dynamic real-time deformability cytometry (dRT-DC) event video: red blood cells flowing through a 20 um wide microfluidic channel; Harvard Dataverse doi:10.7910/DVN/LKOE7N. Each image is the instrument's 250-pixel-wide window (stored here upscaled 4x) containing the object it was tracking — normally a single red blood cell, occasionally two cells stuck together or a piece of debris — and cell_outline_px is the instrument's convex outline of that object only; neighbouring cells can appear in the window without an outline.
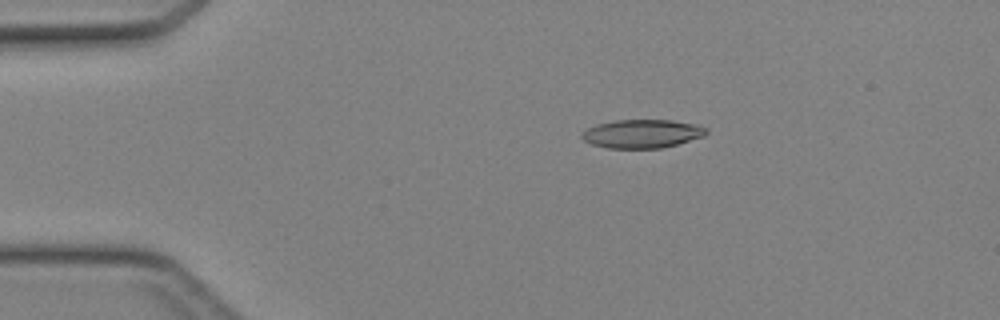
{"species": "Egyptian fruit bat (a non-hibernating species)", "species_latin": "Rousettus aegyptiacus", "temperature_condition": "cold", "stored_images_in_passage": 39, "camera_frame_rate_fps": 3000, "um_per_image_px": 0.085, "animal": {"sex": "female"}, "frame": {"image": 1, "passage_image": 2, "time_ms": 0.333, "image_size_px": [1000, 320], "cell_outline_px": [[708, 132], [704, 136], [676, 144], [660, 148], [608, 148], [592, 144], [584, 140], [580, 136], [588, 128], [596, 124], [616, 120], [672, 120], [696, 124], [708, 128]], "centroid_in_image_um": [54.6, 11.36], "position_along_channel_um": 30.4, "area_um2": 20.58}}
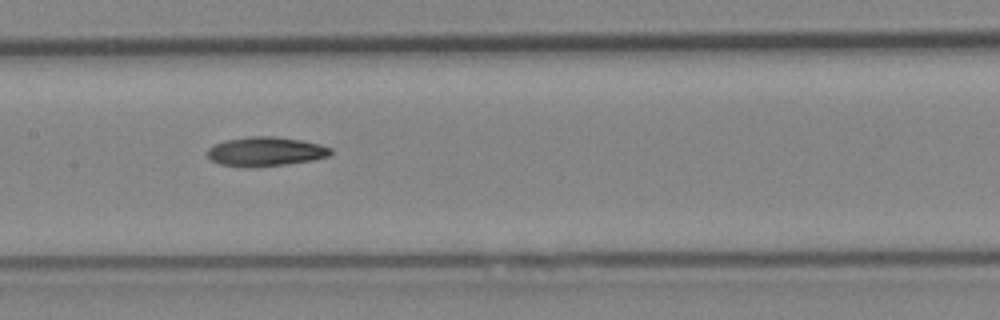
{"frame": {"image": 2, "passage_image": 16, "time_ms": 5.0, "image_size_px": [1000, 320], "cell_outline_px": [[332, 152], [328, 156], [312, 160], [288, 164], [248, 168], [244, 168], [220, 164], [212, 160], [208, 156], [208, 148], [224, 140], [252, 136], [276, 136], [300, 140], [320, 144], [332, 148]], "centroid_in_image_um": [22.57, 12.89], "position_along_channel_um": 184.8, "area_um2": 21.1}}
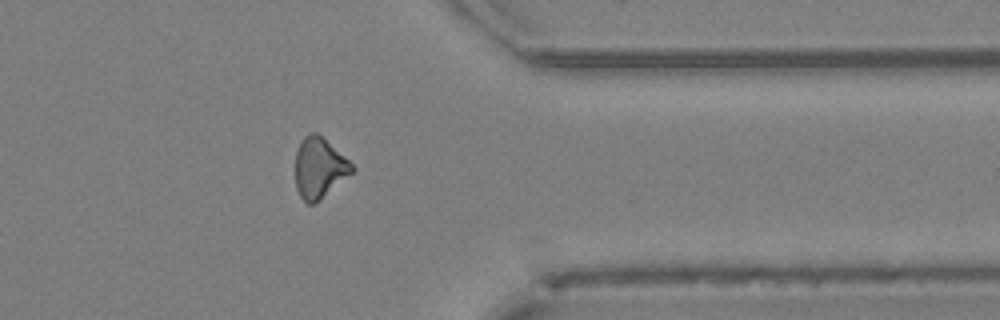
{"frame": {"image": 3, "passage_image": 30, "time_ms": 9.667, "image_size_px": [1000, 320], "cell_outline_px": [[356, 168], [352, 172], [312, 204], [308, 204], [300, 196], [296, 188], [296, 152], [300, 140], [304, 136], [312, 132], [316, 132], [344, 156]], "centroid_in_image_um": [27.1, 14.23], "position_along_channel_um": 384.3, "area_um2": 19.31}}